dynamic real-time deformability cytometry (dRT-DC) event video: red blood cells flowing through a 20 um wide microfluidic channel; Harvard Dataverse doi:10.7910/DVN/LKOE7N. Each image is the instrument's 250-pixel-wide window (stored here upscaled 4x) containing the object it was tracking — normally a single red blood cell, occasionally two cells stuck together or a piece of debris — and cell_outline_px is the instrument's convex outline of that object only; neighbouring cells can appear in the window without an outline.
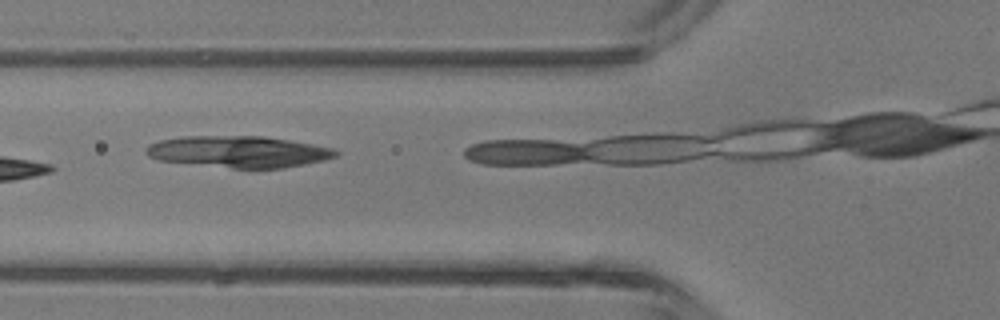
{"species": "common noctule bat (a hibernating species)", "species_latin": "Nyctalus noctula", "temperature_condition": "room temperature", "stored_images_in_passage": 7, "camera_frame_rate_fps": 3000, "um_per_image_px": 0.085, "animal": {"sex": "male", "body_mass_g": 13.3}, "frame": {"image": 1, "passage_image": 5, "time_ms": 5.667, "image_size_px": [1000, 320], "cell_outline_px": [[340, 152], [336, 156], [324, 160], [304, 164], [280, 168], [232, 168], [160, 160], [148, 156], [144, 152], [144, 148], [148, 144], [160, 140], [184, 136], [264, 136], [312, 144], [332, 148]], "centroid_in_image_um": [20.25, 12.89], "position_along_channel_um": 105.5, "area_um2": 34.68}}